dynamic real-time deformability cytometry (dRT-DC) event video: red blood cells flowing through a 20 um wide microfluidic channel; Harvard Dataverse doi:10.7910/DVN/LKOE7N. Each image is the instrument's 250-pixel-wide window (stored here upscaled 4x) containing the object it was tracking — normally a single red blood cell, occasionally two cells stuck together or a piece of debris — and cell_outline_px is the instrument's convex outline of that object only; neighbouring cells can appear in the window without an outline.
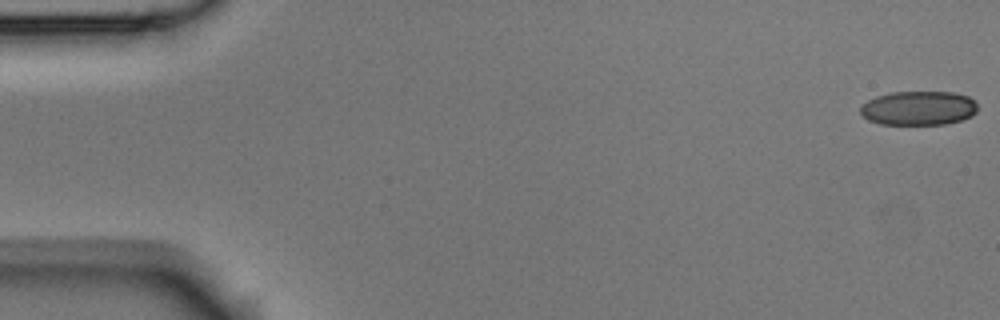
{"species": "Egyptian fruit bat (a non-hibernating species)", "species_latin": "Rousettus aegyptiacus", "temperature_condition": "room temperature", "stored_images_in_passage": 16, "camera_frame_rate_fps": 3000, "um_per_image_px": 0.085, "animal": {"sex": "male"}, "frame": {"image": 1, "passage_image": 1, "time_ms": 0.0, "image_size_px": [1000, 320], "cell_outline_px": [[976, 112], [972, 116], [948, 124], [880, 124], [868, 120], [860, 112], [860, 108], [868, 100], [876, 96], [892, 92], [956, 92], [968, 96], [976, 100]], "centroid_in_image_um": [78.1, 9.18], "position_along_channel_um": 6.9, "area_um2": 23.41}}
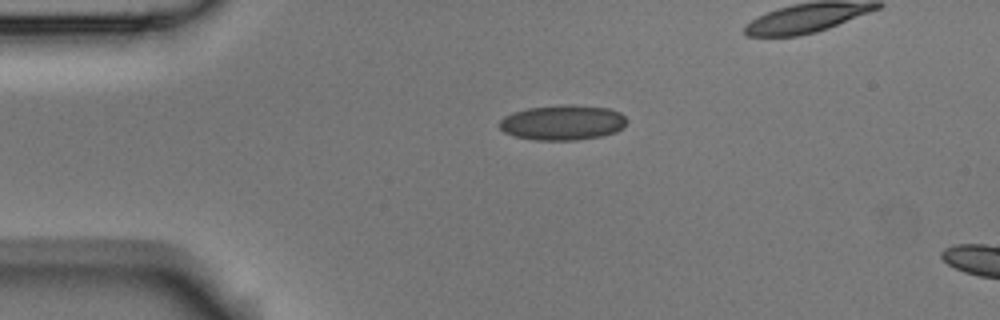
{"frame": {"image": 2, "passage_image": 12, "time_ms": 3.667, "image_size_px": [1000, 320], "cell_outline_px": [[628, 120], [616, 132], [600, 136], [576, 140], [536, 140], [516, 136], [504, 132], [500, 128], [500, 120], [504, 116], [512, 112], [528, 108], [564, 104], [608, 108], [620, 112]], "centroid_in_image_um": [47.81, 10.41], "position_along_channel_um": 37.2, "area_um2": 25.89}}